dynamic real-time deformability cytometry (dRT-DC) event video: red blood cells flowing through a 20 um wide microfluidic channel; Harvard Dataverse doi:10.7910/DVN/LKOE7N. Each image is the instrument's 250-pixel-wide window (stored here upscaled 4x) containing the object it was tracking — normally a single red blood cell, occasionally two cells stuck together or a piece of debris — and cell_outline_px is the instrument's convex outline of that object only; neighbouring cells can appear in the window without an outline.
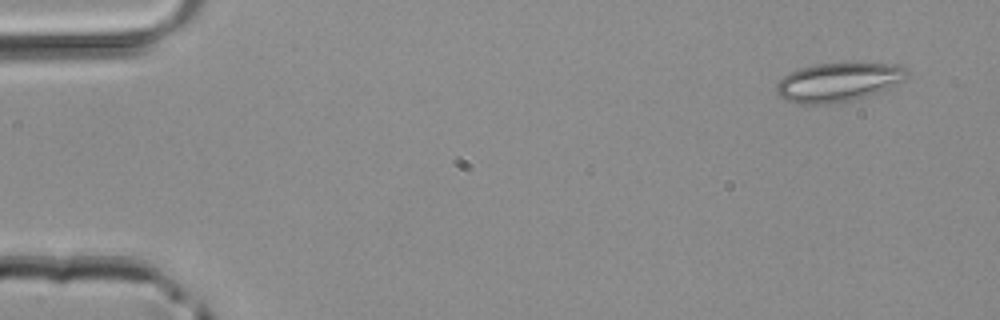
{"species": "common noctule bat (a hibernating species)", "species_latin": "Nyctalus noctula", "temperature_condition": "room temperature", "stored_images_in_passage": 3, "camera_frame_rate_fps": 3000, "um_per_image_px": 0.085, "animal": {"sex": "male", "body_mass_g": 20.4}, "frame": {"image": 1, "passage_image": 1, "time_ms": 0.0, "image_size_px": [1000, 320], "cell_outline_px": [[908, 76], [904, 80], [888, 88], [852, 100], [832, 104], [800, 104], [788, 100], [780, 96], [776, 92], [776, 84], [788, 72], [800, 68], [816, 64], [900, 64], [908, 72]], "centroid_in_image_um": [71.23, 6.99], "position_along_channel_um": 13.8, "area_um2": 29.19}}